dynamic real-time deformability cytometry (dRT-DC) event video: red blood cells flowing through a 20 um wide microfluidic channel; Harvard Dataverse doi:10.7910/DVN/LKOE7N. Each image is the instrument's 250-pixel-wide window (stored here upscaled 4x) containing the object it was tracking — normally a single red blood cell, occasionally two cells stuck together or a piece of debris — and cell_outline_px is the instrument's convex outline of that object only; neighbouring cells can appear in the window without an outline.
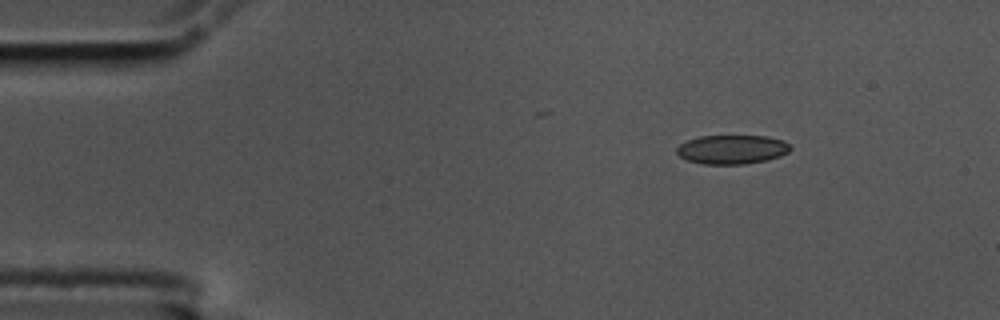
{"species": "common noctule bat (a hibernating species)", "species_latin": "Nyctalus noctula", "temperature_condition": "cold", "stored_images_in_passage": 8, "camera_frame_rate_fps": 3000, "um_per_image_px": 0.085, "animal": {"sex": "male", "body_mass_g": 17.5, "forearm_length_mm": 52.3}, "frame": {"image": 1, "passage_image": 1, "time_ms": 0.0, "image_size_px": [1000, 320], "cell_outline_px": [[792, 148], [788, 152], [780, 156], [768, 160], [744, 164], [704, 164], [688, 160], [680, 156], [676, 152], [676, 148], [680, 144], [688, 140], [700, 136], [768, 136], [784, 140]], "centroid_in_image_um": [62.24, 12.7], "position_along_channel_um": 22.8, "area_um2": 19.25}}